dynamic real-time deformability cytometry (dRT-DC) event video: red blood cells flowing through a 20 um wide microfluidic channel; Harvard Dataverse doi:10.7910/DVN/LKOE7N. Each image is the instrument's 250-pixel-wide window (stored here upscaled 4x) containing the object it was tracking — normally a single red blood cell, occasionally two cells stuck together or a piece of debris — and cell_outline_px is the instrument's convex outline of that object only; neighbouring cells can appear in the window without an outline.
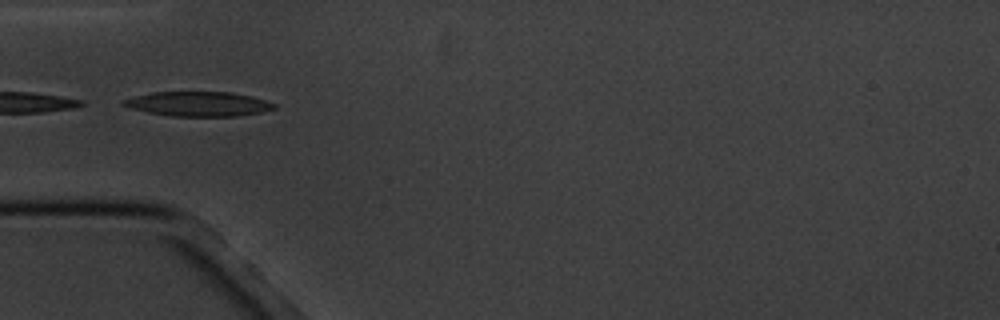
{"species": "common noctule bat (a hibernating species)", "species_latin": "Nyctalus noctula", "temperature_condition": "cold", "stored_images_in_passage": 1, "camera_frame_rate_fps": 3000, "um_per_image_px": 0.085, "animal": {"sex": "male", "body_mass_g": 20.1, "forearm_length_mm": 53.5}, "frame": {"image": 1, "passage_image": 1, "time_ms": 0.0, "image_size_px": [1000, 320], "cell_outline_px": [[276, 108], [260, 112], [236, 116], [172, 116], [148, 112], [128, 108], [120, 104], [120, 100], [152, 92], [232, 92], [252, 96], [276, 104]], "centroid_in_image_um": [16.82, 8.83], "position_along_channel_um": 68.2, "area_um2": 21.62}}